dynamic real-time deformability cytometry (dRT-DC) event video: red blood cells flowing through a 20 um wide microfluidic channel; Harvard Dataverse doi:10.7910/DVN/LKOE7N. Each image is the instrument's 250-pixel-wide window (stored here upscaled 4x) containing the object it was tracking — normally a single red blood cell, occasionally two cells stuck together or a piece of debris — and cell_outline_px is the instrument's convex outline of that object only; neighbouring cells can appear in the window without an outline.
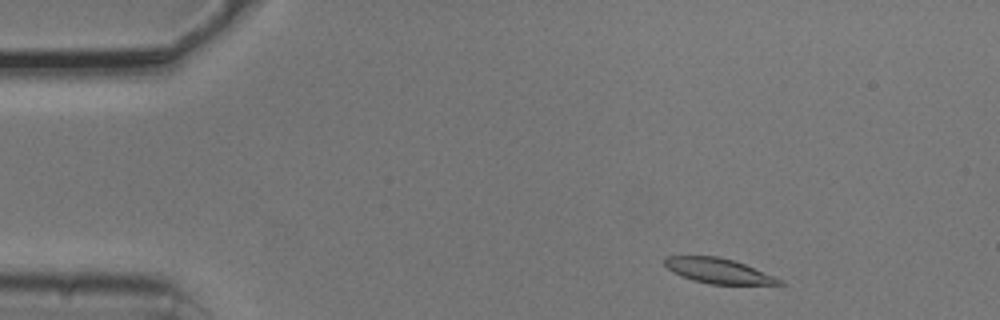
{"species": "common noctule bat (a hibernating species)", "species_latin": "Nyctalus noctula", "temperature_condition": "cold", "stored_images_in_passage": 49, "camera_frame_rate_fps": 3000, "um_per_image_px": 0.085, "animal": {"sex": "male", "body_mass_g": 20.5, "forearm_length_mm": 52.5}, "frame": {"image": 1, "passage_image": 3, "time_ms": 0.667, "image_size_px": [1000, 320], "cell_outline_px": [[788, 284], [708, 284], [692, 280], [672, 272], [664, 264], [664, 260], [668, 256], [716, 256], [732, 260], [744, 264], [784, 280]], "centroid_in_image_um": [61.06, 23.03], "position_along_channel_um": 23.9, "area_um2": 16.59}}
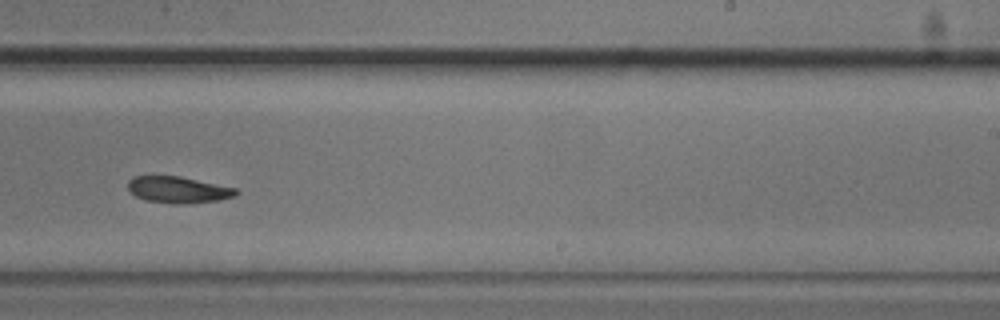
{"frame": {"image": 2, "passage_image": 29, "time_ms": 9.333, "image_size_px": [1000, 320], "cell_outline_px": [[240, 192], [236, 196], [220, 200], [188, 204], [172, 204], [148, 200], [136, 196], [128, 188], [128, 180], [136, 176], [180, 176], [236, 188]], "centroid_in_image_um": [15.2, 16.14], "position_along_channel_um": 273.8, "area_um2": 16.7}}
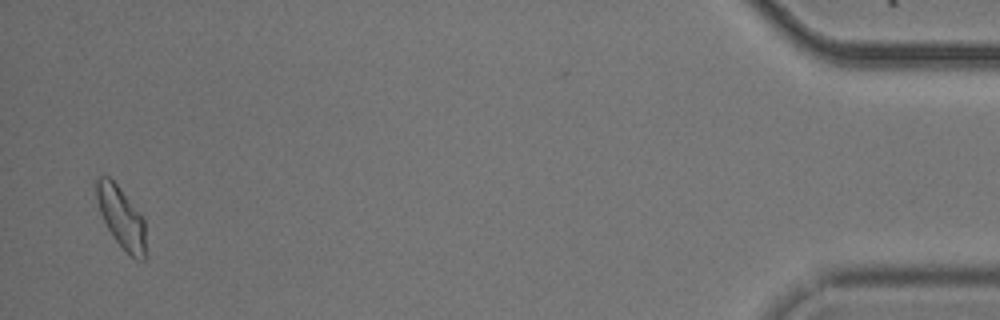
{"frame": {"image": 3, "passage_image": 48, "time_ms": 15.667, "image_size_px": [1000, 320], "cell_outline_px": [[144, 260], [136, 260], [112, 236], [100, 212], [96, 196], [96, 180], [100, 176], [108, 176], [116, 184], [144, 220]], "centroid_in_image_um": [10.28, 18.46], "position_along_channel_um": 424.9, "area_um2": 16.76}, "authors_computed_cell_mechanics": {"area_um2": 17.1666, "velocity_mm_per_s": 3.729, "shape_relaxation_time_tau1_ms": 3.0876, "shape_relaxation_time_tau2_ms": null, "deformation_change_tau1": 0.1338, "deformation_change_tau2": null}}